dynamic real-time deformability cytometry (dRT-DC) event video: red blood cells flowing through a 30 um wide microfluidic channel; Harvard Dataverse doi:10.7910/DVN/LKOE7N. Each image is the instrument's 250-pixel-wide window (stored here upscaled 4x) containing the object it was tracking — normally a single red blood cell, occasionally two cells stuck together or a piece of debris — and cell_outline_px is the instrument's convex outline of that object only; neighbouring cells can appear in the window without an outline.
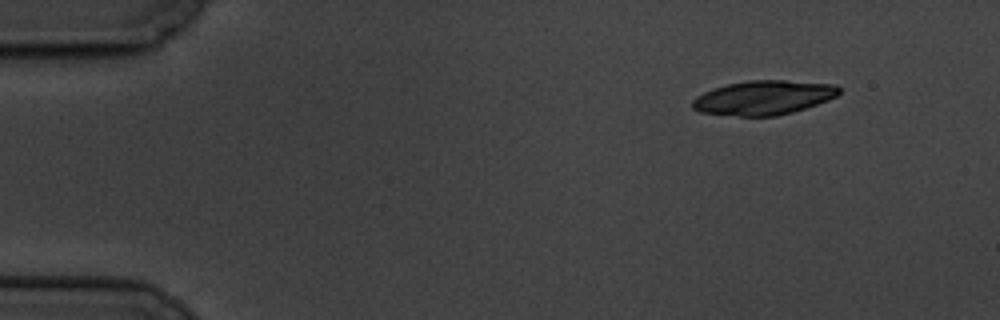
{"species": "common noctule bat (a hibernating species)", "species_latin": "Nyctalus noctula", "temperature_condition": "cold", "stored_images_in_passage": 4, "camera_frame_rate_fps": 3000, "um_per_image_px": 0.085, "animal": {"sex": "male", "body_mass_g": 19.5, "forearm_length_mm": 54.6}, "frame": {"image": 1, "passage_image": 1, "time_ms": 0.0, "image_size_px": [1000, 320], "cell_outline_px": [[840, 92], [836, 96], [828, 100], [792, 112], [776, 116], [740, 116], [700, 112], [692, 108], [692, 100], [696, 96], [712, 88], [728, 84], [748, 80], [784, 80], [836, 84], [840, 88]], "centroid_in_image_um": [64.89, 8.29], "position_along_channel_um": 20.1, "area_um2": 29.25}}